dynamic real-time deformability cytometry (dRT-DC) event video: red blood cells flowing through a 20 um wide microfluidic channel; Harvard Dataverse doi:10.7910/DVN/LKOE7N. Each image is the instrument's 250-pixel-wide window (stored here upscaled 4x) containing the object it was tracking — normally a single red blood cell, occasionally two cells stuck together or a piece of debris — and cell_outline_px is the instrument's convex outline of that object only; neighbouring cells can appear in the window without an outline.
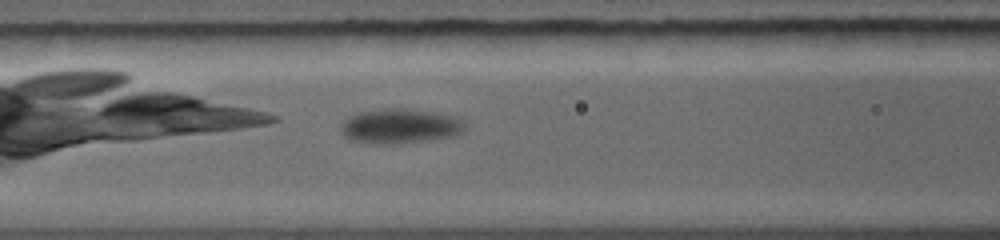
{"species": "common noctule bat (a hibernating species)", "species_latin": "Nyctalus noctula", "temperature_condition": "warm", "stored_images_in_passage": 3, "camera_frame_rate_fps": 5000, "um_per_image_px": 0.085, "animal": {"sex": "female", "body_mass_g": 19.0, "forearm_length_mm": 56.7}, "frame": {"image": 1, "passage_image": 3, "time_ms": 1.8, "image_size_px": [1000, 240], "cell_outline_px": [[464, 124], [460, 132], [448, 136], [420, 140], [348, 140], [344, 136], [340, 128], [344, 120], [348, 116], [360, 112], [384, 108], [404, 108], [432, 112], [456, 116]], "centroid_in_image_um": [33.96, 10.63], "position_along_channel_um": 132.6, "area_um2": 23.35}}